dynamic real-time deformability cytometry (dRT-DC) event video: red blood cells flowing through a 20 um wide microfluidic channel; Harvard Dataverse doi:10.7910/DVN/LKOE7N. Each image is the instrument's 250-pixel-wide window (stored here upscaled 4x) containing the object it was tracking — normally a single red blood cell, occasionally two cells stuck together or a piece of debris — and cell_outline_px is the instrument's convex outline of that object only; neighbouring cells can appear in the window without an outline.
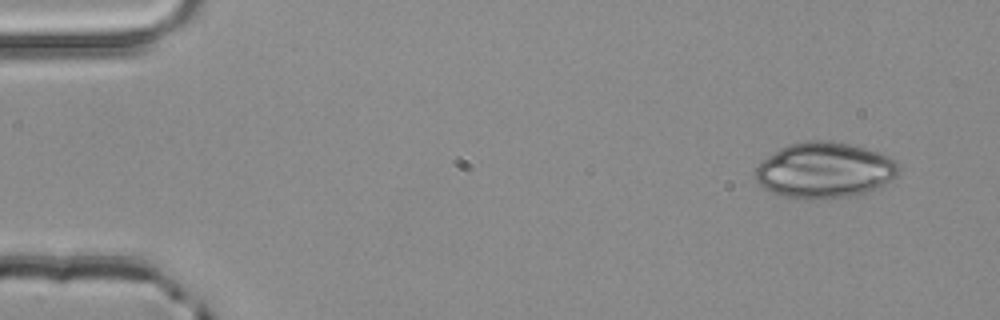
{"species": "common noctule bat (a hibernating species)", "species_latin": "Nyctalus noctula", "temperature_condition": "room temperature", "stored_images_in_passage": 3, "camera_frame_rate_fps": 3000, "um_per_image_px": 0.085, "animal": {"sex": "male", "body_mass_g": 20.4}, "frame": {"image": 1, "passage_image": 1, "time_ms": 0.0, "image_size_px": [1000, 320], "cell_outline_px": [[900, 172], [892, 180], [880, 188], [848, 196], [808, 200], [784, 196], [772, 192], [764, 188], [756, 180], [756, 168], [764, 160], [780, 148], [788, 144], [804, 140], [832, 140], [880, 152], [896, 160], [900, 168]], "centroid_in_image_um": [70.13, 14.46], "position_along_channel_um": 14.9, "area_um2": 46.64}}